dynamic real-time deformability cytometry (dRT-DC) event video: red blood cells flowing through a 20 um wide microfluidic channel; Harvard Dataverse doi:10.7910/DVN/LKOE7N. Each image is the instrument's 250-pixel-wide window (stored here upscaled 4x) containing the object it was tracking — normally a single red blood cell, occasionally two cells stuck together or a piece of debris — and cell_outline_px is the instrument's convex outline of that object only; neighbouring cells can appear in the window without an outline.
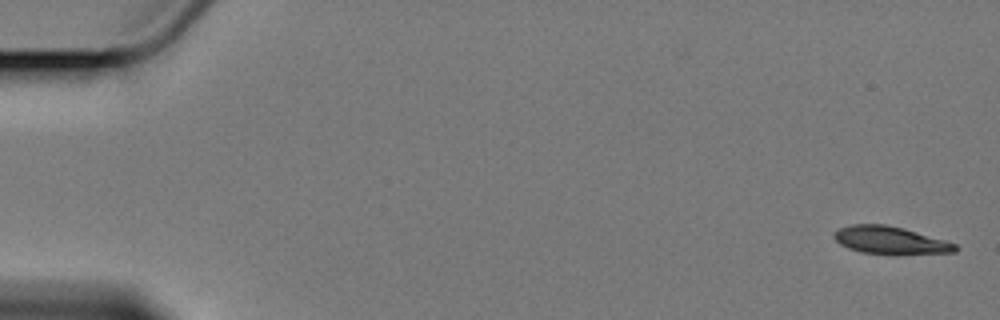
{"species": "Egyptian fruit bat (a non-hibernating species)", "species_latin": "Rousettus aegyptiacus", "temperature_condition": "cold", "stored_images_in_passage": 6, "camera_frame_rate_fps": 3000, "um_per_image_px": 0.085, "animal": {"sex": "female"}, "frame": {"image": 1, "passage_image": 6, "time_ms": 7.0, "image_size_px": [1000, 320], "cell_outline_px": [[956, 252], [864, 252], [848, 248], [840, 244], [832, 236], [832, 232], [840, 228], [852, 224], [884, 224], [904, 228], [944, 240], [956, 244]], "centroid_in_image_um": [75.57, 20.37], "position_along_channel_um": 9.4, "area_um2": 18.55}}